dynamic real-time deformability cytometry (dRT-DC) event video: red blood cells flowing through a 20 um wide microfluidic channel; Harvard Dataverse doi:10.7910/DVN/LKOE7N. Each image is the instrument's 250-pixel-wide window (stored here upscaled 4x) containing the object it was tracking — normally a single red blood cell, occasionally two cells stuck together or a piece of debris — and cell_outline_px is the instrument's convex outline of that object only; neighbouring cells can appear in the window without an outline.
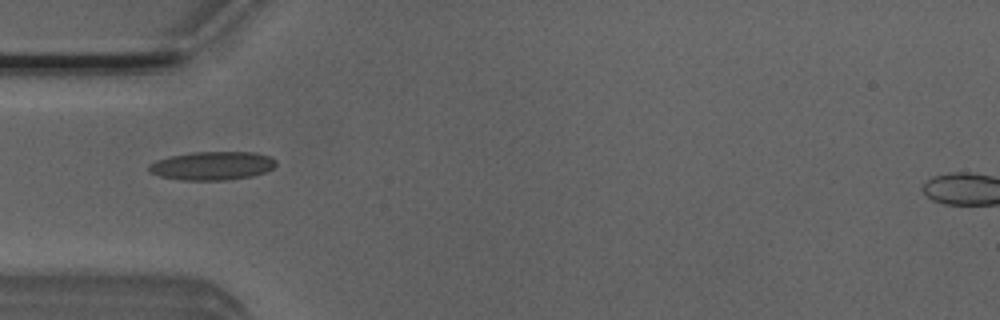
{"species": "Egyptian fruit bat (a non-hibernating species)", "species_latin": "Rousettus aegyptiacus", "temperature_condition": "room temperature", "stored_images_in_passage": 6, "camera_frame_rate_fps": 3000, "um_per_image_px": 0.085, "animal": {"sex": "male"}, "frame": {"image": 1, "passage_image": 4, "time_ms": 1.0, "image_size_px": [1000, 320], "cell_outline_px": [[276, 164], [272, 168], [264, 172], [252, 176], [224, 180], [184, 180], [160, 176], [148, 172], [148, 164], [156, 160], [172, 156], [192, 152], [252, 152], [272, 156], [276, 160]], "centroid_in_image_um": [18.03, 14.08], "position_along_channel_um": 67.0, "area_um2": 21.1}}